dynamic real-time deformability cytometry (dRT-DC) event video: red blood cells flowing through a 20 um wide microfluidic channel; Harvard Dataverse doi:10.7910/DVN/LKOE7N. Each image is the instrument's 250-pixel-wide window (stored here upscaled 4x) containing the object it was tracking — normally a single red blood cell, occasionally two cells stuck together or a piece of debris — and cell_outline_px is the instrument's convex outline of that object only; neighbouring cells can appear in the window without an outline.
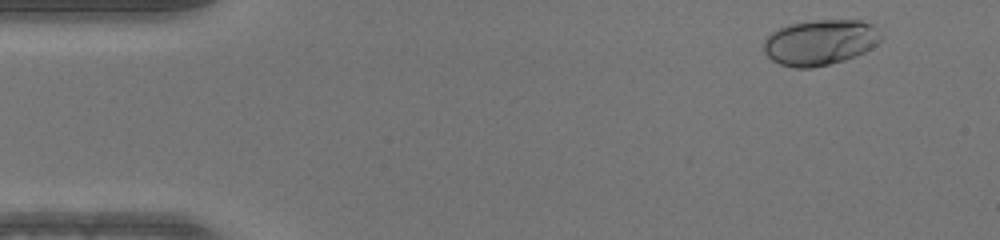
{"species": "human", "species_latin": "Homo sapiens", "temperature_condition": "warm", "stored_images_in_passage": 50, "camera_frame_rate_fps": 3000, "um_per_image_px": 0.085, "donor": {"sex": "male"}, "frame": {"image": 1, "passage_image": 4, "time_ms": 1.0, "image_size_px": [1000, 240], "cell_outline_px": [[884, 36], [872, 48], [856, 56], [844, 60], [812, 68], [796, 68], [780, 64], [772, 60], [764, 52], [764, 40], [772, 32], [780, 28], [792, 24], [816, 20], [860, 20], [872, 24]], "centroid_in_image_um": [69.73, 3.6], "position_along_channel_um": 15.3, "area_um2": 31.04}}
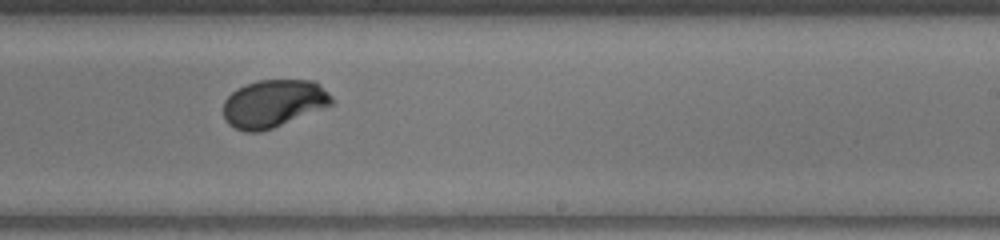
{"frame": {"image": 2, "passage_image": 30, "time_ms": 9.667, "image_size_px": [1000, 240], "cell_outline_px": [[336, 104], [272, 128], [260, 132], [244, 132], [228, 124], [224, 116], [224, 100], [236, 88], [244, 84], [260, 80], [312, 80], [320, 84], [336, 100]], "centroid_in_image_um": [23.28, 8.79], "position_along_channel_um": 265.7, "area_um2": 30.4}}
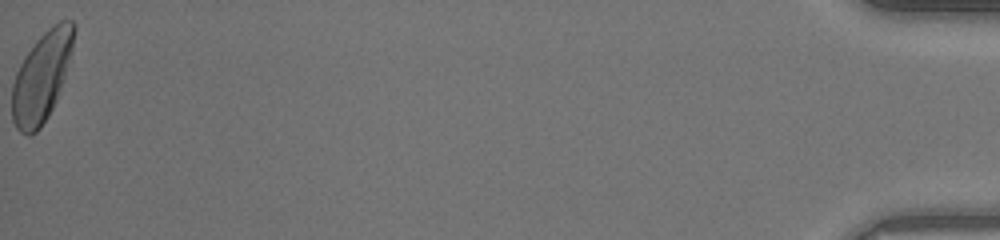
{"frame": {"image": 3, "passage_image": 50, "time_ms": 16.333, "image_size_px": [1000, 240], "cell_outline_px": [[76, 28], [72, 48], [64, 76], [56, 100], [48, 116], [40, 128], [32, 136], [28, 136], [20, 132], [16, 128], [12, 120], [12, 84], [16, 72], [24, 56], [36, 40], [48, 28], [60, 20], [72, 20], [76, 24]], "centroid_in_image_um": [3.52, 6.54], "position_along_channel_um": 431.7, "area_um2": 32.19}}